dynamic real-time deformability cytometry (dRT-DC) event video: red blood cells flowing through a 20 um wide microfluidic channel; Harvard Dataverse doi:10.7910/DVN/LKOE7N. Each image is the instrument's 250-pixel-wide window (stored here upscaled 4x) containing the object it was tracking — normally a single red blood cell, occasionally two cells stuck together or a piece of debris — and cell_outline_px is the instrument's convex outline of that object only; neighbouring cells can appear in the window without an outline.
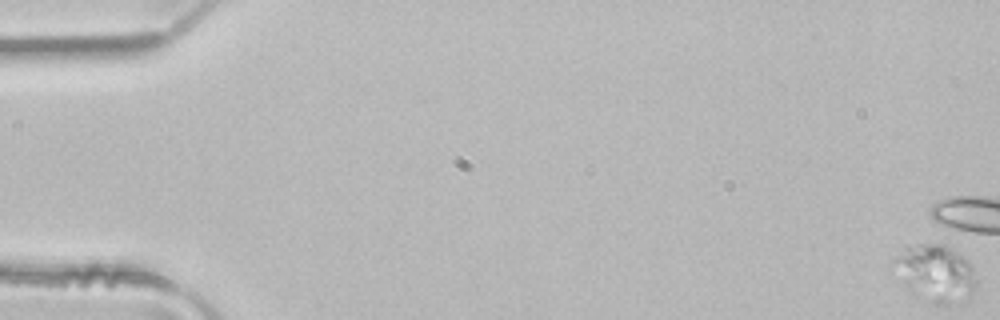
{"species": "common noctule bat (a hibernating species)", "species_latin": "Nyctalus noctula", "temperature_condition": "room temperature", "stored_images_in_passage": 5, "camera_frame_rate_fps": 3000, "um_per_image_px": 0.085, "animal": {"sex": "male", "body_mass_g": 21.5, "forearm_length_mm": 52.0}, "frame": {"image": 1, "passage_image": 1, "time_ms": 0.0, "image_size_px": [1000, 320], "cell_outline_px": [[976, 284], [972, 292], [916, 296], [912, 296], [904, 284], [900, 260], [904, 244], [948, 244], [968, 260], [972, 268]], "centroid_in_image_um": [79.53, 22.97], "position_along_channel_um": 5.5, "area_um2": 23.58}}